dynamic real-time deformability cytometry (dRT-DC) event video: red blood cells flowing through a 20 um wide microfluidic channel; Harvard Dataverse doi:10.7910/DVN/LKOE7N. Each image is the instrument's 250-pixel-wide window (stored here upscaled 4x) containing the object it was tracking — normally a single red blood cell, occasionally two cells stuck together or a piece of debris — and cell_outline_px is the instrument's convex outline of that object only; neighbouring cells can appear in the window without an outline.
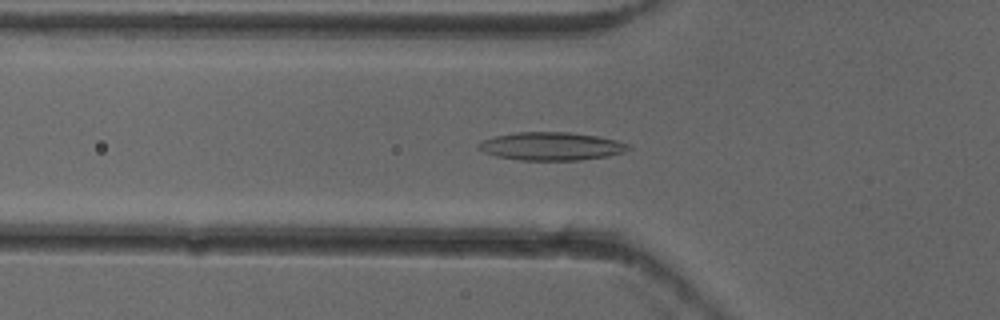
{"species": "common noctule bat (a hibernating species)", "species_latin": "Nyctalus noctula", "temperature_condition": "cold", "stored_images_in_passage": 52, "camera_frame_rate_fps": 3000, "um_per_image_px": 0.085, "animal": {"sex": "female"}, "frame": {"image": 1, "passage_image": 18, "time_ms": 5.667, "image_size_px": [1000, 320], "cell_outline_px": [[632, 148], [624, 152], [608, 156], [580, 160], [520, 160], [496, 156], [484, 152], [476, 148], [476, 144], [480, 140], [496, 136], [516, 132], [568, 132], [600, 136], [616, 140], [628, 144]], "centroid_in_image_um": [46.84, 12.43], "position_along_channel_um": 79.0, "area_um2": 24.74}}
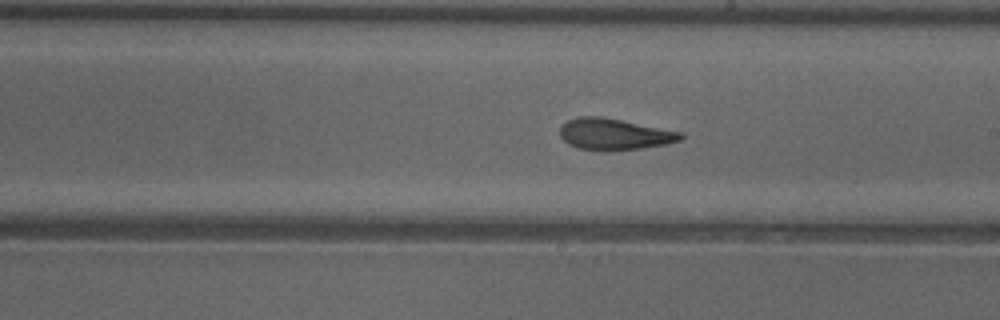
{"frame": {"image": 2, "passage_image": 30, "time_ms": 9.667, "image_size_px": [1000, 320], "cell_outline_px": [[684, 136], [680, 140], [668, 144], [640, 148], [604, 152], [576, 148], [568, 144], [560, 136], [560, 124], [576, 116], [600, 116], [684, 132]], "centroid_in_image_um": [52.19, 11.41], "position_along_channel_um": 236.8, "area_um2": 22.48}}
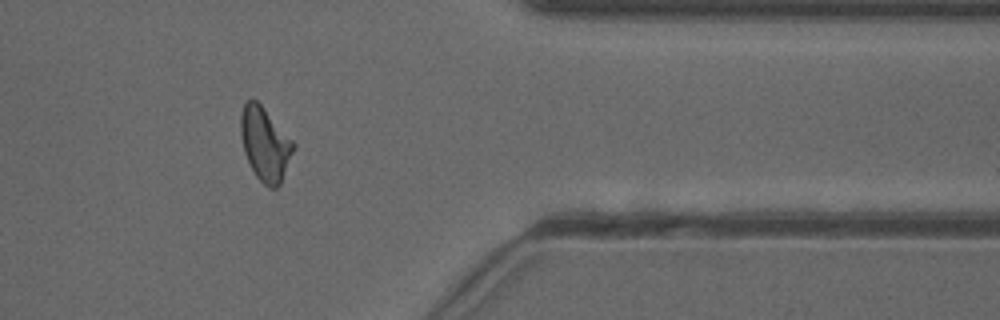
{"frame": {"image": 3, "passage_image": 43, "time_ms": 14.0, "image_size_px": [1000, 320], "cell_outline_px": [[296, 144], [280, 184], [276, 188], [268, 188], [256, 176], [244, 152], [240, 136], [240, 116], [244, 104], [248, 100], [256, 100], [260, 104]], "centroid_in_image_um": [22.51, 12.25], "position_along_channel_um": 388.9, "area_um2": 22.25}, "authors_computed_cell_mechanics": {"area_um2": 22.4553, "velocity_mm_per_s": 3.9254, "shape_relaxation_time_tau1_ms": 6.259, "shape_relaxation_time_tau2_ms": 2.7471, "deformation_change_tau1": 0.177, "deformation_change_tau2": 0.1214}}